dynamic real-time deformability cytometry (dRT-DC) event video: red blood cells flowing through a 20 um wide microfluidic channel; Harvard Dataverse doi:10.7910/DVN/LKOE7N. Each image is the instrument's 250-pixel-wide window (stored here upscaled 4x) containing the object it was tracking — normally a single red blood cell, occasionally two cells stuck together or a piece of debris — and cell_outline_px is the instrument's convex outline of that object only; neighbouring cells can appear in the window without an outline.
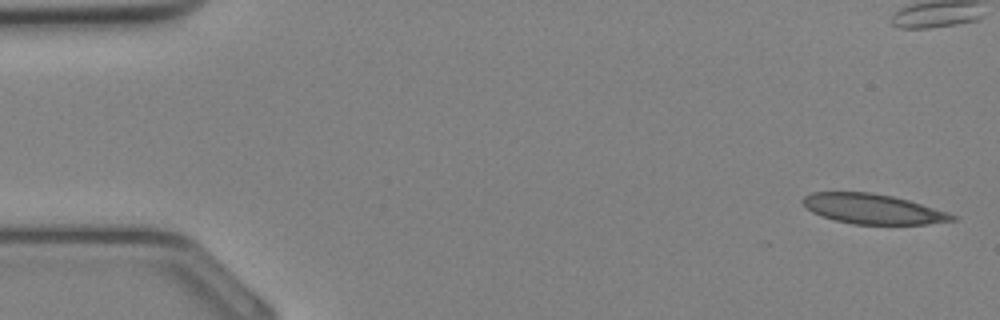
{"species": "Egyptian fruit bat (a non-hibernating species)", "species_latin": "Rousettus aegyptiacus", "temperature_condition": "cold", "stored_images_in_passage": 13, "segment_of_instrument_passage": [1, 2], "camera_frame_rate_fps": 3000, "um_per_image_px": 0.085, "animal": {"sex": "female"}, "frame": {"image": 1, "passage_image": 1, "time_ms": 0.0, "image_size_px": [1000, 320], "cell_outline_px": [[960, 216], [956, 220], [924, 224], [852, 224], [836, 220], [812, 212], [800, 200], [804, 196], [812, 192], [872, 192], [892, 196], [908, 200], [948, 212]], "centroid_in_image_um": [74.21, 17.75], "position_along_channel_um": 10.8, "area_um2": 25.95}}